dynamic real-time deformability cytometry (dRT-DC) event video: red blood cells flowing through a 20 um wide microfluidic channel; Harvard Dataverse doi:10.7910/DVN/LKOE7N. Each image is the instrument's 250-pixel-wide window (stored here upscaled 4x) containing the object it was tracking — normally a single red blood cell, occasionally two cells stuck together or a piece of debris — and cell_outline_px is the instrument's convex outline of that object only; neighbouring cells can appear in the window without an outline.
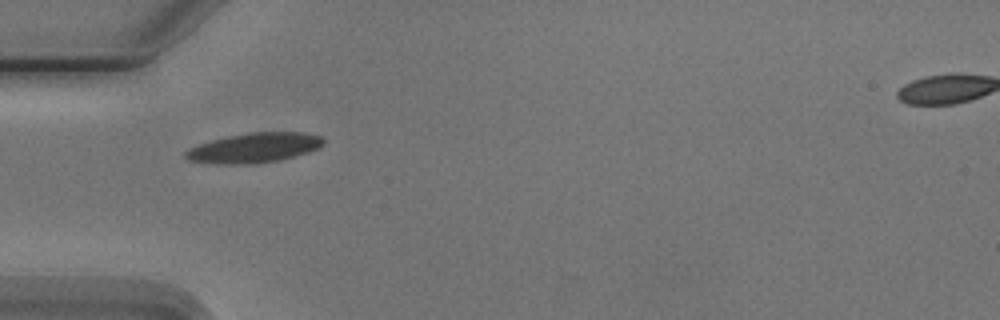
{"species": "Egyptian fruit bat (a non-hibernating species)", "species_latin": "Rousettus aegyptiacus", "temperature_condition": "cold", "stored_images_in_passage": 2, "camera_frame_rate_fps": 3000, "um_per_image_px": 0.085, "animal": {"sex": "male"}, "frame": {"image": 1, "passage_image": 1, "time_ms": 0.0, "image_size_px": [1000, 320], "cell_outline_px": [[324, 144], [320, 148], [308, 152], [276, 160], [236, 164], [216, 164], [188, 160], [184, 156], [184, 152], [188, 148], [212, 140], [228, 136], [248, 132], [304, 132], [320, 136], [324, 140]], "centroid_in_image_um": [21.59, 12.54], "position_along_channel_um": 63.4, "area_um2": 23.64}}
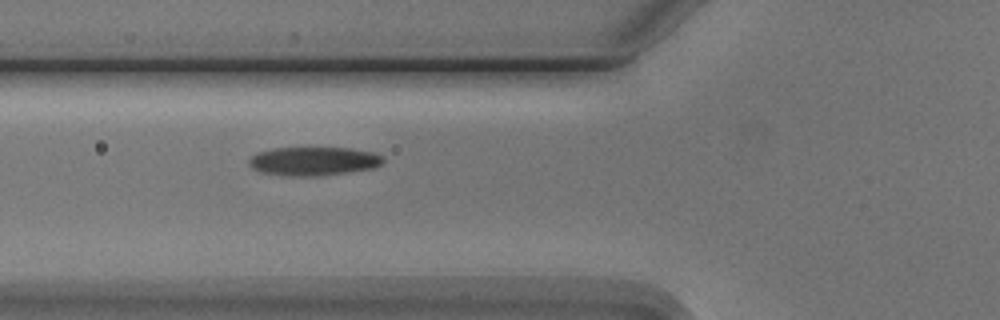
{"frame": {"image": 2, "passage_image": 2, "time_ms": 1.0, "image_size_px": [1000, 320], "cell_outline_px": [[384, 160], [380, 164], [372, 168], [348, 172], [320, 176], [284, 176], [260, 172], [252, 168], [248, 164], [248, 160], [256, 152], [276, 148], [352, 148], [372, 152], [384, 156]], "centroid_in_image_um": [26.62, 13.7], "position_along_channel_um": 99.2, "area_um2": 22.54}}